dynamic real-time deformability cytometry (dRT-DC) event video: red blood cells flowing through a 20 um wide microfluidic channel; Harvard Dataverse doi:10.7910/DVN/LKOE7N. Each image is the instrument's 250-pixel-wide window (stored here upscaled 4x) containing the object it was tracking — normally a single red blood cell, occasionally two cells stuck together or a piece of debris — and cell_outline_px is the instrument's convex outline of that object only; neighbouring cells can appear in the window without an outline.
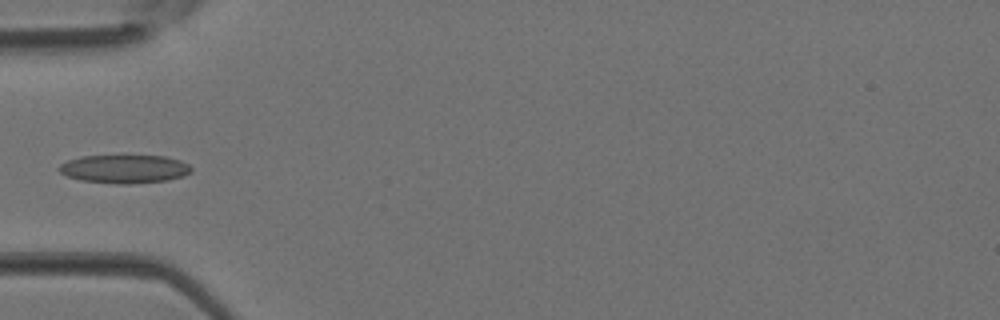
{"species": "Egyptian fruit bat (a non-hibernating species)", "species_latin": "Rousettus aegyptiacus", "temperature_condition": "room temperature", "stored_images_in_passage": 2, "camera_frame_rate_fps": 3000, "um_per_image_px": 0.085, "animal": {"sex": "female"}, "frame": {"image": 1, "passage_image": 2, "time_ms": 0.333, "image_size_px": [1000, 320], "cell_outline_px": [[192, 172], [184, 176], [168, 180], [128, 184], [116, 184], [80, 180], [68, 176], [60, 172], [56, 168], [60, 164], [68, 160], [80, 156], [164, 156], [180, 160], [188, 164], [192, 168]], "centroid_in_image_um": [10.58, 14.36], "position_along_channel_um": 74.4, "area_um2": 21.96}}